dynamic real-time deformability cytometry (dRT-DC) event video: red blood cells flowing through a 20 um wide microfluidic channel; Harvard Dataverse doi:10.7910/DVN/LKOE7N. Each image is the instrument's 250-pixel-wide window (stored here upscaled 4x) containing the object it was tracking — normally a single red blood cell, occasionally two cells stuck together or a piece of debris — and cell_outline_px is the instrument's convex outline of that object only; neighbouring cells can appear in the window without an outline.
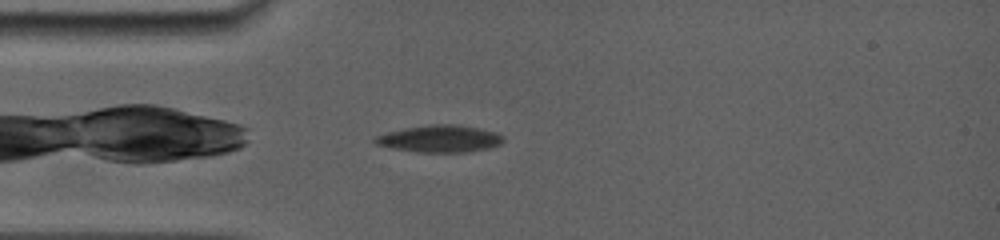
{"species": "common noctule bat (a hibernating species)", "species_latin": "Nyctalus noctula", "temperature_condition": "room temperature", "stored_images_in_passage": 62, "camera_frame_rate_fps": 5000, "um_per_image_px": 0.085, "animal": {"sex": "female", "body_mass_g": 19.0, "forearm_length_mm": 56.7}, "frame": {"image": 1, "passage_image": 1, "time_ms": 0.0, "image_size_px": [1000, 240], "cell_outline_px": [[504, 140], [500, 144], [488, 148], [468, 152], [416, 152], [392, 148], [376, 144], [372, 140], [372, 136], [404, 128], [432, 124], [460, 124], [480, 128], [496, 132], [504, 136]], "centroid_in_image_um": [37.38, 11.78], "position_along_channel_um": 47.6, "area_um2": 20.46}}
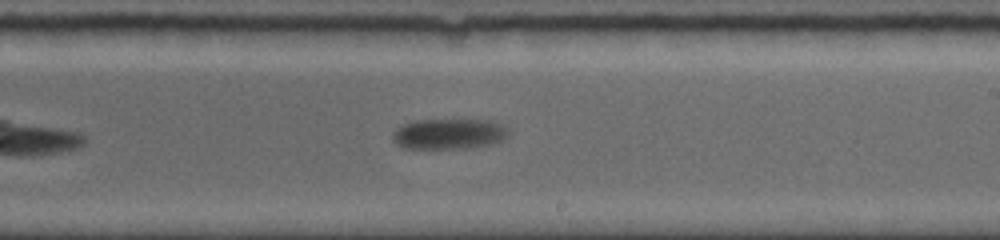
{"frame": {"image": 2, "passage_image": 27, "time_ms": 5.2, "image_size_px": [1000, 240], "cell_outline_px": [[508, 136], [504, 140], [492, 144], [472, 148], [404, 148], [396, 144], [392, 140], [392, 132], [396, 128], [404, 124], [416, 120], [492, 120], [508, 128]], "centroid_in_image_um": [38.17, 11.38], "position_along_channel_um": 250.8, "area_um2": 20.81}}
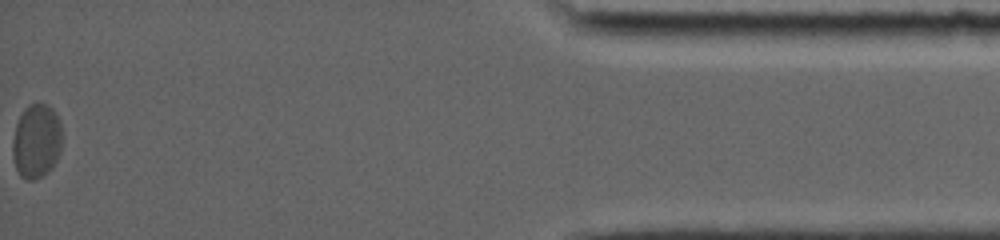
{"frame": {"image": 3, "passage_image": 62, "time_ms": 12.2, "image_size_px": [1000, 240], "cell_outline_px": [[60, 152], [52, 168], [48, 172], [32, 180], [28, 180], [20, 176], [16, 168], [12, 156], [12, 144], [16, 124], [24, 108], [28, 104], [40, 100], [52, 108], [60, 120]], "centroid_in_image_um": [3.08, 11.95], "position_along_channel_um": 432.1, "area_um2": 21.56}, "authors_computed_cell_mechanics": {"area_um2": 21.7328, "velocity_mm_per_s": 3.6717, "shape_relaxation_time_tau1_ms": 1.7853, "shape_relaxation_time_tau2_ms": null, "deformation_change_tau1": 0.0671, "deformation_change_tau2": null}}